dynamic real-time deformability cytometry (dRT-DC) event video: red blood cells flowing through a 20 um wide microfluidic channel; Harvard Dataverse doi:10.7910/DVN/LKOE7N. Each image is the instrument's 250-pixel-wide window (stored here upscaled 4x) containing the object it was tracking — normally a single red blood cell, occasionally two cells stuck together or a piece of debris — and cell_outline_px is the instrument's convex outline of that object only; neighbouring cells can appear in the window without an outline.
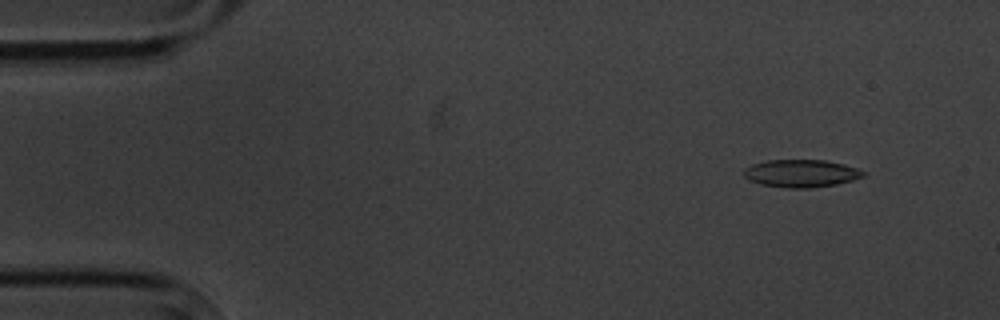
{"species": "common noctule bat (a hibernating species)", "species_latin": "Nyctalus noctula", "temperature_condition": "cold", "stored_images_in_passage": 4, "camera_frame_rate_fps": 3000, "um_per_image_px": 0.085, "animal": {"sex": "male", "body_mass_g": 20.1, "forearm_length_mm": 53.5}, "frame": {"image": 1, "passage_image": 1, "time_ms": 0.0, "image_size_px": [1000, 320], "cell_outline_px": [[868, 176], [836, 184], [812, 188], [784, 188], [760, 184], [748, 180], [744, 176], [744, 168], [752, 164], [768, 160], [824, 160], [844, 164], [856, 168], [864, 172]], "centroid_in_image_um": [68.09, 14.74], "position_along_channel_um": 16.9, "area_um2": 19.36}}
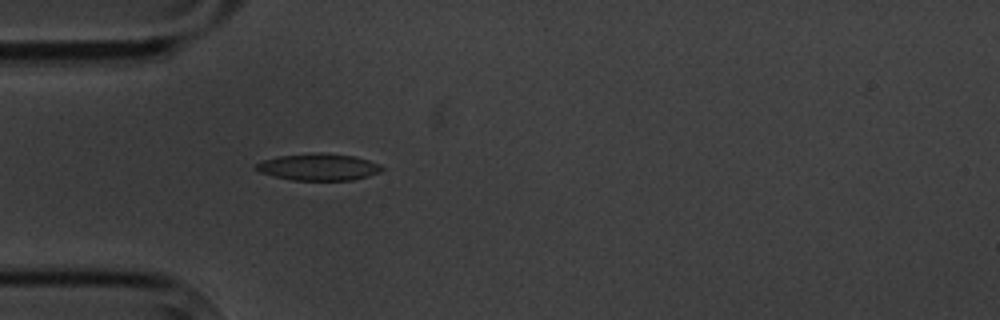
{"frame": {"image": 2, "passage_image": 4, "time_ms": 3.667, "image_size_px": [1000, 320], "cell_outline_px": [[384, 168], [380, 172], [368, 176], [352, 180], [292, 180], [260, 172], [252, 168], [260, 160], [276, 156], [320, 152], [324, 152], [352, 156], [368, 160], [380, 164]], "centroid_in_image_um": [27.04, 14.18], "position_along_channel_um": 58.0, "area_um2": 19.77}}